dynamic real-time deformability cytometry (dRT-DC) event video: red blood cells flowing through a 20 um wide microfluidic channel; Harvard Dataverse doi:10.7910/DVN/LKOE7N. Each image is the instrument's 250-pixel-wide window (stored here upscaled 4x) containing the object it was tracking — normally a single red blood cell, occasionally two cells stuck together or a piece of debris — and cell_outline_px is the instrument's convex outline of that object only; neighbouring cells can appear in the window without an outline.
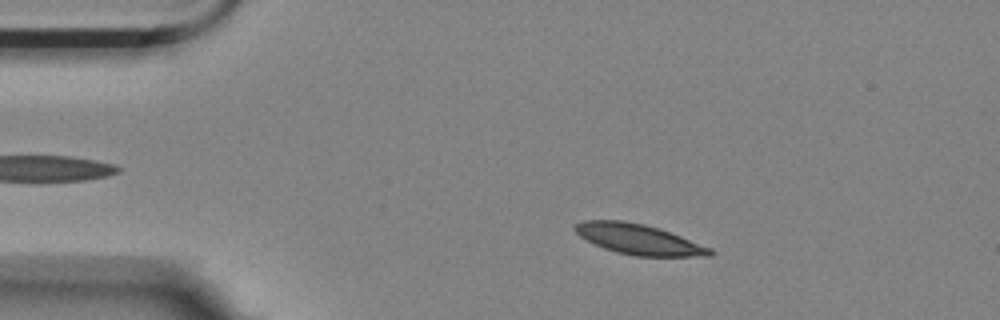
{"species": "Egyptian fruit bat (a non-hibernating species)", "species_latin": "Rousettus aegyptiacus", "temperature_condition": "room temperature", "stored_images_in_passage": 56, "camera_frame_rate_fps": 3000, "um_per_image_px": 0.085, "animal": {"sex": "female"}, "frame": {"image": 1, "passage_image": 9, "time_ms": 2.667, "image_size_px": [1000, 320], "cell_outline_px": [[716, 252], [712, 256], [636, 256], [616, 252], [604, 248], [580, 236], [572, 228], [576, 224], [584, 220], [620, 220], [644, 224], [680, 236], [712, 248]], "centroid_in_image_um": [54.3, 20.35], "position_along_channel_um": 30.7, "area_um2": 23.58}}
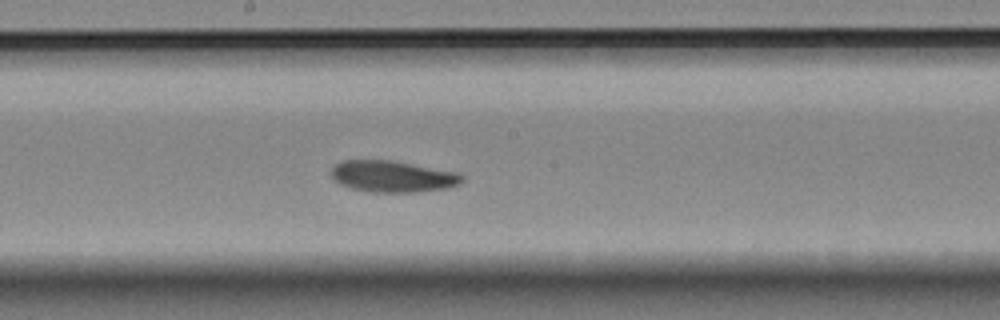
{"frame": {"image": 2, "passage_image": 29, "time_ms": 9.333, "image_size_px": [1000, 320], "cell_outline_px": [[464, 180], [460, 184], [448, 188], [416, 192], [368, 192], [352, 188], [340, 184], [328, 172], [340, 160], [392, 160], [456, 172], [464, 176]], "centroid_in_image_um": [33.37, 14.99], "position_along_channel_um": 214.8, "area_um2": 24.1}}
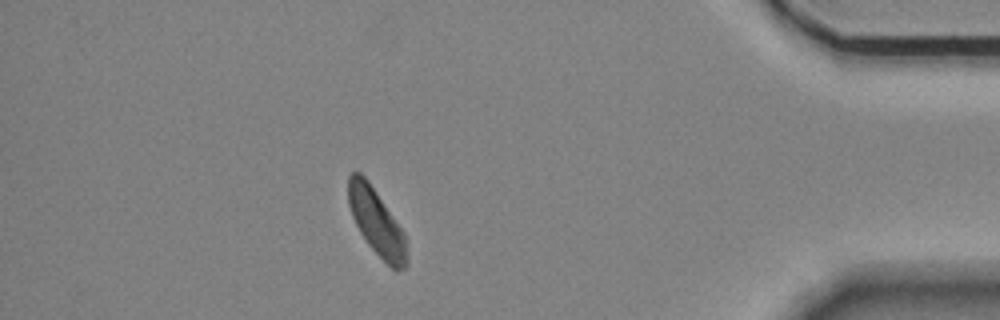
{"frame": {"image": 3, "passage_image": 49, "time_ms": 16.0, "image_size_px": [1000, 320], "cell_outline_px": [[408, 264], [404, 268], [396, 272], [368, 244], [360, 232], [352, 216], [348, 204], [348, 176], [352, 172], [360, 172], [368, 180], [404, 232], [408, 256]], "centroid_in_image_um": [32.01, 18.89], "position_along_channel_um": 403.2, "area_um2": 22.48}}